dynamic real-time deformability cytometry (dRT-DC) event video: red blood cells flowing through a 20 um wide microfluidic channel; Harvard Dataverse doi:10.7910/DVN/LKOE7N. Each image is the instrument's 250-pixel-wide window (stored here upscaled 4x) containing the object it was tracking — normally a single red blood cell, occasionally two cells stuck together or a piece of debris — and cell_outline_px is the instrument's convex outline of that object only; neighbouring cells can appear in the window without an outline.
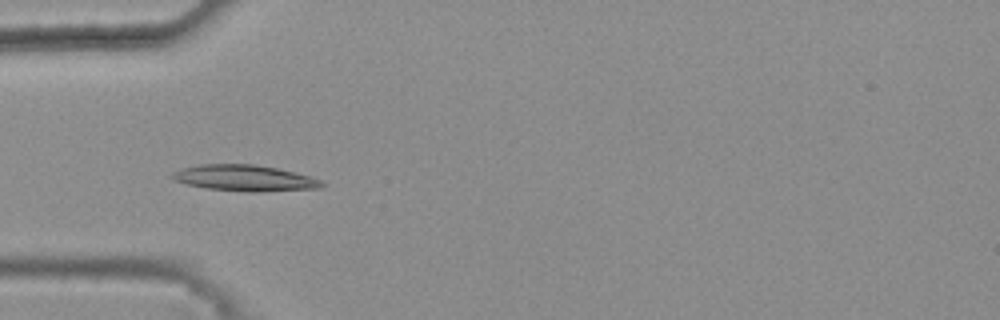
{"species": "common noctule bat (a hibernating species)", "species_latin": "Nyctalus noctula", "temperature_condition": "warm", "stored_images_in_passage": 8, "camera_frame_rate_fps": 3000, "um_per_image_px": 0.085, "animal": {"sex": "female", "body_mass_g": 25.1}, "frame": {"image": 1, "passage_image": 5, "time_ms": 1.333, "image_size_px": [1000, 320], "cell_outline_px": [[324, 184], [320, 188], [256, 192], [248, 192], [204, 188], [188, 184], [176, 180], [168, 176], [172, 172], [180, 168], [200, 164], [252, 164], [276, 168], [308, 176], [320, 180]], "centroid_in_image_um": [20.72, 15.13], "position_along_channel_um": 64.3, "area_um2": 22.6}}